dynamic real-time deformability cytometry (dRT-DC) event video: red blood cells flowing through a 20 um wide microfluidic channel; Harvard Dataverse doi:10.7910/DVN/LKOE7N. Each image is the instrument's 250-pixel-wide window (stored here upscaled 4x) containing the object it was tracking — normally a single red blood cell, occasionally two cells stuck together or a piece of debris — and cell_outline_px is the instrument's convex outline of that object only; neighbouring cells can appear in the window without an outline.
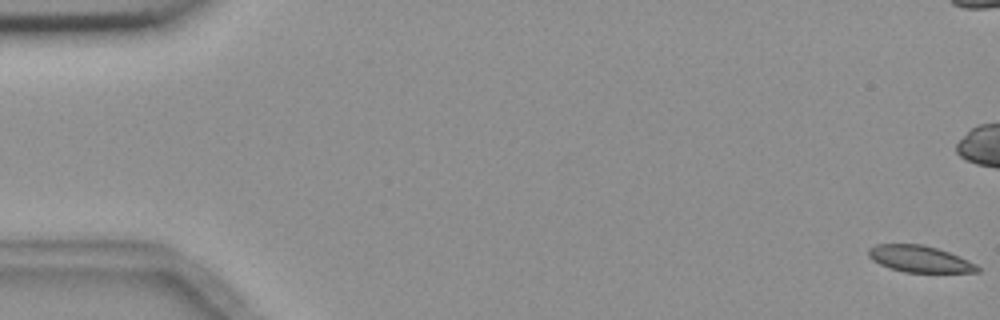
{"species": "common noctule bat (a hibernating species)", "species_latin": "Nyctalus noctula", "temperature_condition": "room temperature", "stored_images_in_passage": 5, "camera_frame_rate_fps": 3000, "um_per_image_px": 0.085, "animal": {"sex": "female", "body_mass_g": 18.4}, "frame": {"image": 1, "passage_image": 5, "time_ms": 6.0, "image_size_px": [1000, 320], "cell_outline_px": [[980, 272], [904, 272], [888, 268], [872, 260], [868, 256], [868, 248], [876, 244], [924, 244], [960, 256], [976, 264], [980, 268]], "centroid_in_image_um": [78.15, 22.01], "position_along_channel_um": 6.8, "area_um2": 16.94}}